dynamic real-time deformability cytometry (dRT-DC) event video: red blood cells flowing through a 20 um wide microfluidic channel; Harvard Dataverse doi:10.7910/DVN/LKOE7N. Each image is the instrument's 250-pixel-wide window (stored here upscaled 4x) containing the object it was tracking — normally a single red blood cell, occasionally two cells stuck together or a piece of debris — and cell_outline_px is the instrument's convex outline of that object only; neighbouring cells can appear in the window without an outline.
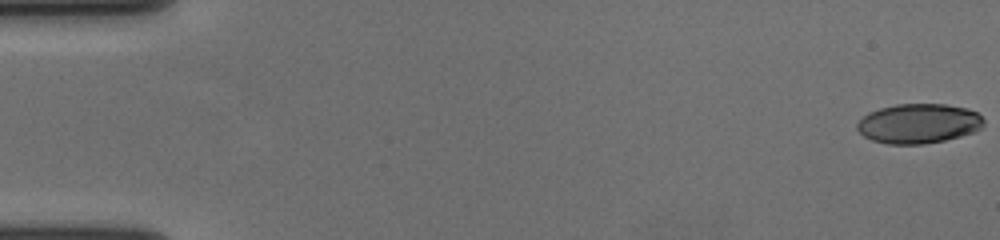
{"species": "human", "species_latin": "Homo sapiens", "temperature_condition": "cold", "stored_images_in_passage": 58, "camera_frame_rate_fps": 3000, "um_per_image_px": 0.085, "donor": {"sex": "female"}, "frame": {"image": 1, "passage_image": 1, "time_ms": 0.0, "image_size_px": [1000, 240], "cell_outline_px": [[984, 124], [976, 132], [944, 140], [924, 144], [888, 144], [872, 140], [864, 136], [856, 128], [856, 124], [868, 112], [880, 108], [896, 104], [944, 104], [968, 108], [976, 112], [984, 120]], "centroid_in_image_um": [78.08, 10.5], "position_along_channel_um": 6.9, "area_um2": 29.3}}
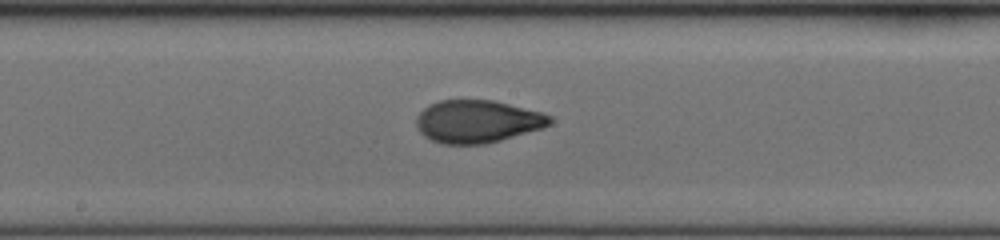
{"frame": {"image": 2, "passage_image": 32, "time_ms": 10.333, "image_size_px": [1000, 240], "cell_outline_px": [[552, 120], [544, 128], [500, 140], [484, 144], [444, 144], [432, 140], [424, 136], [420, 132], [416, 124], [416, 116], [428, 104], [440, 100], [496, 100], [544, 112], [552, 116]], "centroid_in_image_um": [40.59, 10.31], "position_along_channel_um": 207.6, "area_um2": 33.47}}
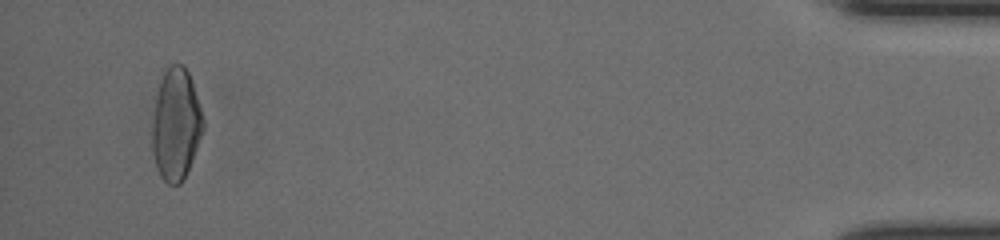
{"frame": {"image": 3, "passage_image": 56, "time_ms": 18.333, "image_size_px": [1000, 240], "cell_outline_px": [[204, 128], [188, 168], [180, 184], [168, 184], [160, 176], [156, 168], [152, 148], [152, 124], [156, 100], [160, 80], [164, 72], [172, 64], [184, 64], [188, 72], [204, 120]], "centroid_in_image_um": [14.94, 10.58], "position_along_channel_um": 420.3, "area_um2": 32.6}, "authors_computed_cell_mechanics": {"area_um2": 32.1946, "velocity_mm_per_s": 3.6335, "shape_relaxation_time_tau1_ms": 5.7769, "shape_relaxation_time_tau2_ms": 1.1887, "deformation_change_tau1": 0.2164, "deformation_change_tau2": 0.0588}}